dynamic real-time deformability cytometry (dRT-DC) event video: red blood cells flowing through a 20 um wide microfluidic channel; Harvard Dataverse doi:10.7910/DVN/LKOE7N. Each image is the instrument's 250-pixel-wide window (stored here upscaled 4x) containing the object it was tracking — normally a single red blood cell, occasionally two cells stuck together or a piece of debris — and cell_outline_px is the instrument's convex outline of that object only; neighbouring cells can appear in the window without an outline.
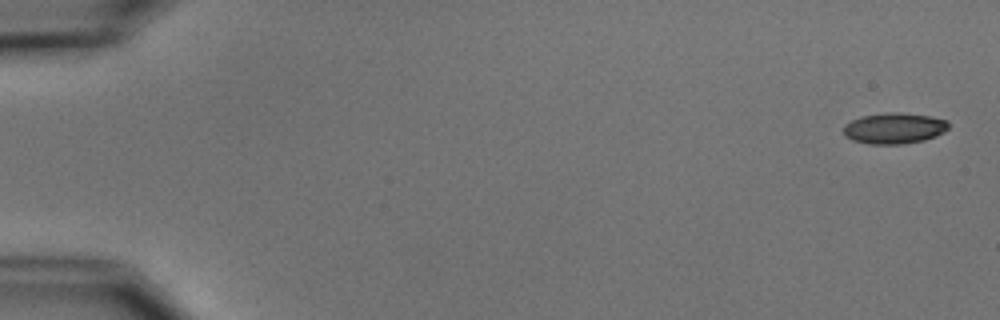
{"species": "common noctule bat (a hibernating species)", "species_latin": "Nyctalus noctula", "temperature_condition": "cold", "stored_images_in_passage": 5, "camera_frame_rate_fps": 3000, "um_per_image_px": 0.085, "animal": {"sex": "male", "body_mass_g": 15.6}, "frame": {"image": 1, "passage_image": 1, "time_ms": 0.0, "image_size_px": [1000, 320], "cell_outline_px": [[948, 128], [944, 132], [936, 136], [924, 140], [900, 144], [868, 144], [852, 140], [844, 136], [844, 124], [860, 116], [892, 112], [932, 116], [948, 120]], "centroid_in_image_um": [76.0, 10.9], "position_along_channel_um": 9.0, "area_um2": 18.96}}
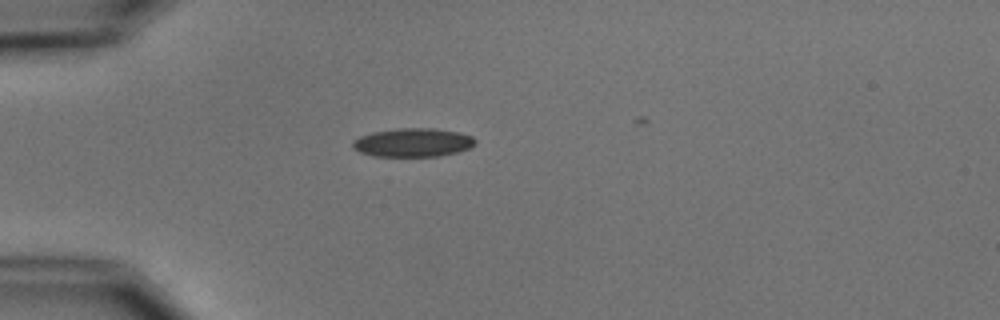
{"frame": {"image": 2, "passage_image": 5, "time_ms": 4.667, "image_size_px": [1000, 320], "cell_outline_px": [[476, 144], [468, 148], [456, 152], [440, 156], [372, 156], [360, 152], [352, 148], [352, 140], [360, 136], [372, 132], [400, 128], [432, 128], [460, 132], [472, 136], [476, 140]], "centroid_in_image_um": [35.08, 12.11], "position_along_channel_um": 49.9, "area_um2": 20.52}}